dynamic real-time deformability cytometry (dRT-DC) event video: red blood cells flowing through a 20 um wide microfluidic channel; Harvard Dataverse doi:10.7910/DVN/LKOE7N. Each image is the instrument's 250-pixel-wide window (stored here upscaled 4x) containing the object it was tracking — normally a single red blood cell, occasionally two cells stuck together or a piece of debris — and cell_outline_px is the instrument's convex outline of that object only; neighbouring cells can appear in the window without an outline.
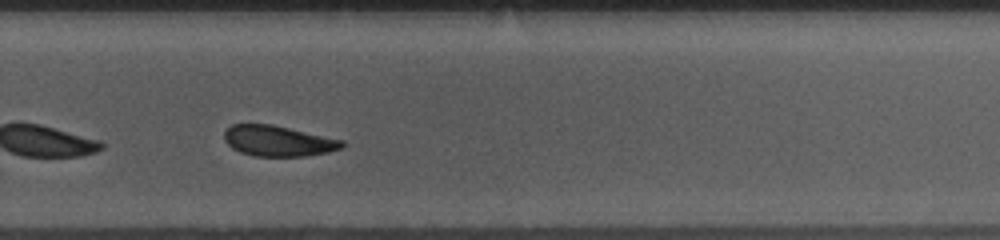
{"species": "common noctule bat (a hibernating species)", "species_latin": "Nyctalus noctula", "temperature_condition": "room temperature", "stored_images_in_passage": 32, "camera_frame_rate_fps": 3000, "um_per_image_px": 0.085, "animal": {"sex": "female", "body_mass_g": 10.0, "forearm_length_mm": 53.1}, "frame": {"image": 1, "passage_image": 28, "time_ms": 9.0, "image_size_px": [1000, 240], "cell_outline_px": [[344, 144], [340, 148], [328, 152], [304, 156], [252, 156], [240, 152], [232, 148], [224, 140], [224, 132], [232, 124], [272, 124], [344, 140]], "centroid_in_image_um": [23.62, 11.98], "position_along_channel_um": 306.2, "area_um2": 20.98}, "authors_computed_cell_mechanics": {"area_um2": 22.8021, "velocity_mm_per_s": 3.7026, "shape_relaxation_time_tau1_ms": 4.8196, "shape_relaxation_time_tau2_ms": 2.1236, "deformation_change_tau1": 0.102, "deformation_change_tau2": 0.0523}}